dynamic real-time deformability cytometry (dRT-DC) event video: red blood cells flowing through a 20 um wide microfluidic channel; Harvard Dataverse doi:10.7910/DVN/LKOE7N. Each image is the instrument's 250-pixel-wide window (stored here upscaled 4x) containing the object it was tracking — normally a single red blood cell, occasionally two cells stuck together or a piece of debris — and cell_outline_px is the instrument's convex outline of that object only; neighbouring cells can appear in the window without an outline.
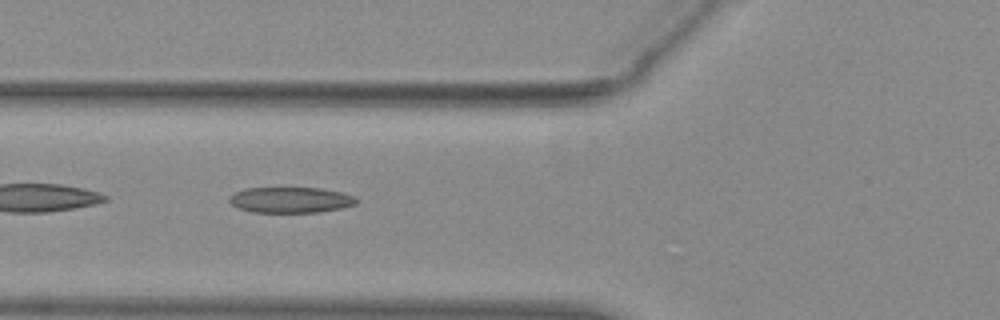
{"species": "common noctule bat (a hibernating species)", "species_latin": "Nyctalus noctula", "temperature_condition": "warm", "stored_images_in_passage": 54, "camera_frame_rate_fps": 3000, "um_per_image_px": 0.085, "animal": {"sex": "female", "body_mass_g": 29.2, "forearm_length_mm": 56.3}, "frame": {"image": 1, "passage_image": 21, "time_ms": 6.667, "image_size_px": [1000, 320], "cell_outline_px": [[360, 200], [356, 204], [340, 208], [320, 212], [252, 212], [240, 208], [232, 204], [228, 200], [236, 192], [248, 188], [320, 188], [340, 192], [356, 196]], "centroid_in_image_um": [24.76, 16.99], "position_along_channel_um": 101.0, "area_um2": 18.9}}
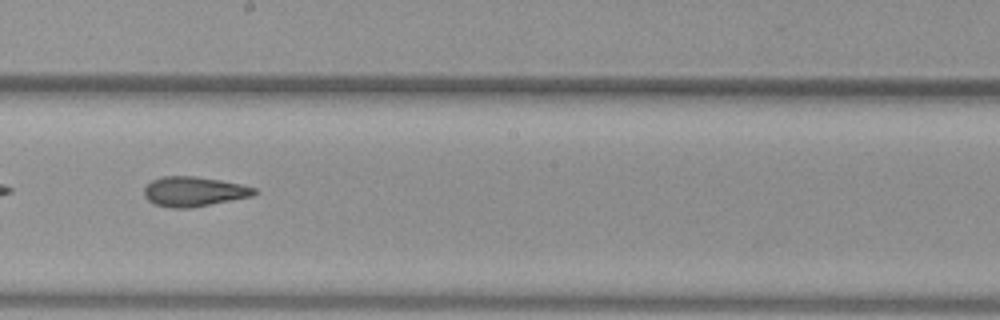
{"frame": {"image": 2, "passage_image": 31, "time_ms": 10.0, "image_size_px": [1000, 320], "cell_outline_px": [[256, 192], [252, 196], [192, 208], [172, 208], [156, 204], [148, 200], [144, 196], [144, 188], [152, 180], [164, 176], [196, 176], [220, 180], [240, 184], [256, 188]], "centroid_in_image_um": [16.47, 16.28], "position_along_channel_um": 231.7, "area_um2": 19.02}}
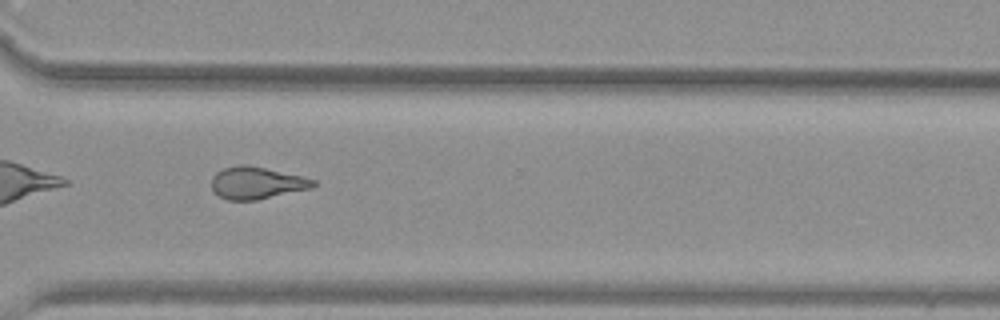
{"frame": {"image": 3, "passage_image": 40, "time_ms": 13.0, "image_size_px": [1000, 320], "cell_outline_px": [[316, 184], [312, 188], [256, 200], [228, 200], [220, 196], [212, 188], [212, 176], [216, 172], [224, 168], [240, 164], [248, 164], [300, 176], [316, 180]], "centroid_in_image_um": [21.81, 15.54], "position_along_channel_um": 348.8, "area_um2": 18.9}, "authors_computed_cell_mechanics": {"area_um2": 20.1433, "velocity_mm_per_s": 3.9072, "shape_relaxation_time_tau1_ms": null, "shape_relaxation_time_tau2_ms": 2.6793, "deformation_change_tau1": null, "deformation_change_tau2": 0.1179}}